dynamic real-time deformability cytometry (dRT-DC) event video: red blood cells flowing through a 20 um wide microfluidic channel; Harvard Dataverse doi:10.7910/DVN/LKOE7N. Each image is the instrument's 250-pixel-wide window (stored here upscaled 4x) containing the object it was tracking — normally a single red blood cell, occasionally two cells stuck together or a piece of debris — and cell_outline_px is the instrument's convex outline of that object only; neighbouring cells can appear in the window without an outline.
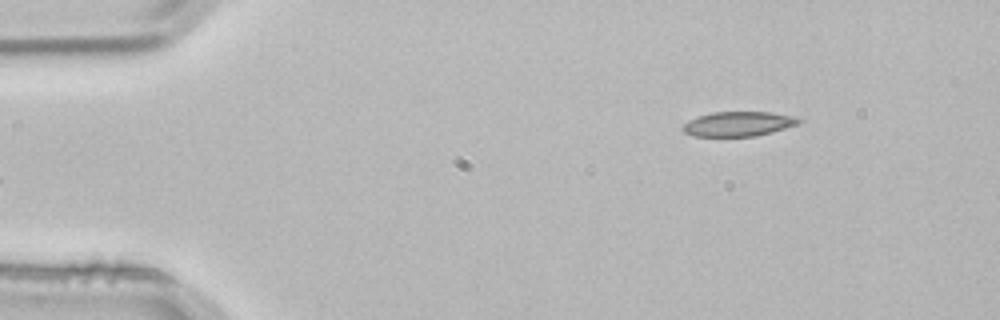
{"species": "common noctule bat (a hibernating species)", "species_latin": "Nyctalus noctula", "temperature_condition": "room temperature", "stored_images_in_passage": 3, "camera_frame_rate_fps": 3000, "um_per_image_px": 0.085, "animal": {"sex": "male", "body_mass_g": 21.5, "forearm_length_mm": 52.0}, "frame": {"image": 1, "passage_image": 3, "time_ms": 0.667, "image_size_px": [1000, 320], "cell_outline_px": [[804, 120], [800, 124], [772, 132], [756, 136], [692, 136], [684, 132], [680, 128], [688, 120], [696, 116], [712, 112], [772, 112], [792, 116]], "centroid_in_image_um": [62.75, 10.53], "position_along_channel_um": 22.2, "area_um2": 16.88}}